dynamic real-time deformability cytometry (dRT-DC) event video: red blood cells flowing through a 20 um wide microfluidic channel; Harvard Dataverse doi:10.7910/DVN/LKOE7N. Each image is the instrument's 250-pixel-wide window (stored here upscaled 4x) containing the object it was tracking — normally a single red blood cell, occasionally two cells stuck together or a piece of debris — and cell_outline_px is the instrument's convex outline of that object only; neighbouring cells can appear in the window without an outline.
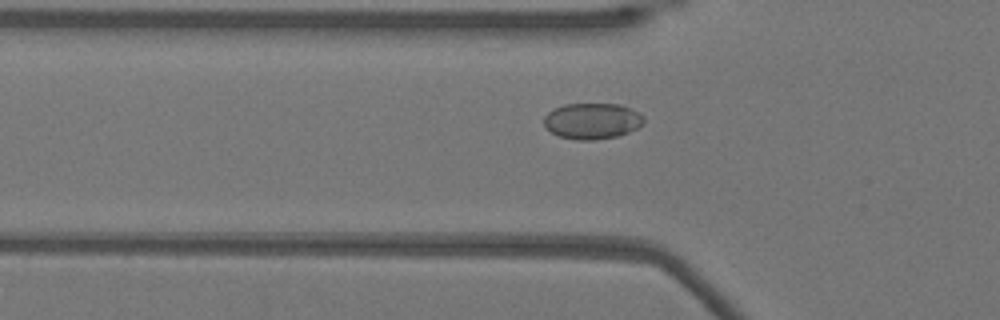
{"species": "Egyptian fruit bat (a non-hibernating species)", "species_latin": "Rousettus aegyptiacus", "temperature_condition": "warm", "stored_images_in_passage": 53, "camera_frame_rate_fps": 3000, "um_per_image_px": 0.085, "animal": {"sex": "female"}, "frame": {"image": 1, "passage_image": 18, "time_ms": 5.667, "image_size_px": [1000, 320], "cell_outline_px": [[644, 120], [636, 128], [628, 132], [616, 136], [592, 140], [576, 140], [560, 136], [544, 128], [544, 116], [548, 112], [564, 104], [620, 104], [640, 112], [644, 116]], "centroid_in_image_um": [50.32, 10.28], "position_along_channel_um": 75.5, "area_um2": 20.87}}
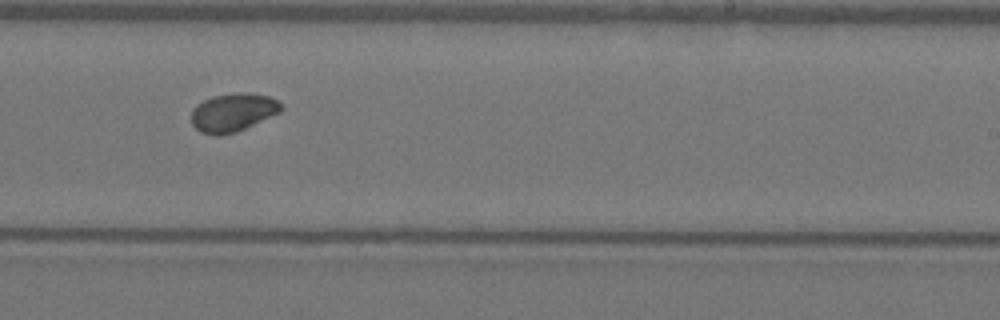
{"frame": {"image": 2, "passage_image": 33, "time_ms": 10.667, "image_size_px": [1000, 320], "cell_outline_px": [[284, 108], [280, 112], [236, 132], [220, 136], [216, 136], [200, 132], [192, 124], [192, 108], [196, 104], [212, 96], [236, 92], [248, 92], [268, 96], [276, 100]], "centroid_in_image_um": [19.77, 9.55], "position_along_channel_um": 269.2, "area_um2": 20.11}}
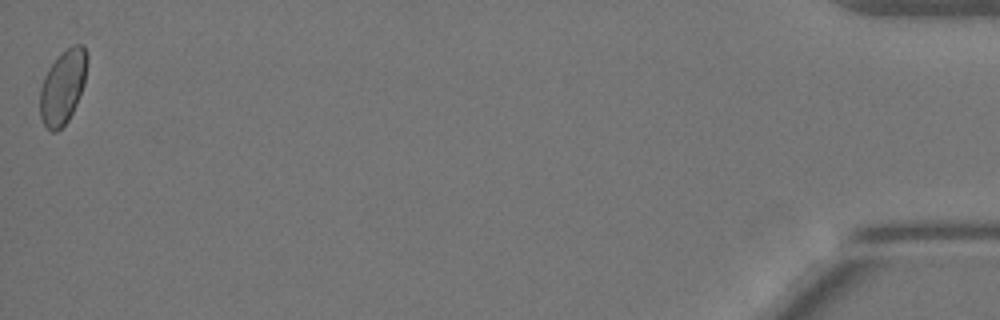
{"frame": {"image": 3, "passage_image": 53, "time_ms": 17.333, "image_size_px": [1000, 320], "cell_outline_px": [[88, 60], [84, 84], [76, 104], [68, 120], [56, 132], [52, 132], [44, 124], [40, 116], [40, 88], [44, 76], [48, 68], [72, 44], [84, 44], [88, 56]], "centroid_in_image_um": [5.35, 7.37], "position_along_channel_um": 429.8, "area_um2": 20.17}, "authors_computed_cell_mechanics": {"area_um2": 19.9988, "velocity_mm_per_s": 3.8652, "shape_relaxation_time_tau1_ms": 3.1164, "shape_relaxation_time_tau2_ms": null, "deformation_change_tau1": 0.0362, "deformation_change_tau2": null}}